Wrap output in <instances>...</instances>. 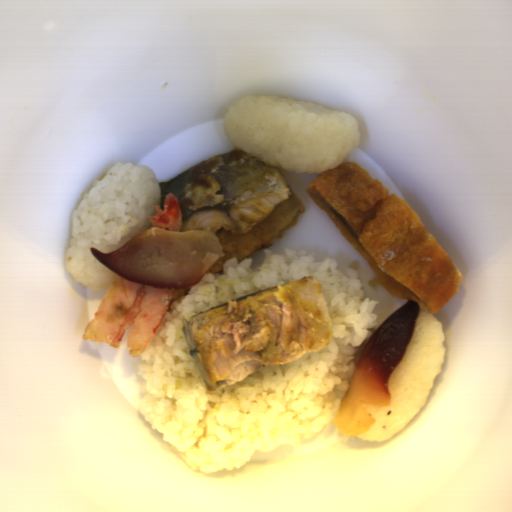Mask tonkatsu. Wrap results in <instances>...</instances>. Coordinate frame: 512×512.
Returning a JSON list of instances; mask_svg holds the SVG:
<instances>
[{
	"label": "tonkatsu",
	"mask_w": 512,
	"mask_h": 512,
	"mask_svg": "<svg viewBox=\"0 0 512 512\" xmlns=\"http://www.w3.org/2000/svg\"><path fill=\"white\" fill-rule=\"evenodd\" d=\"M305 191L371 267L389 296L436 312L463 279L445 248L404 200L357 163L314 174Z\"/></svg>",
	"instance_id": "obj_1"
},
{
	"label": "tonkatsu",
	"mask_w": 512,
	"mask_h": 512,
	"mask_svg": "<svg viewBox=\"0 0 512 512\" xmlns=\"http://www.w3.org/2000/svg\"><path fill=\"white\" fill-rule=\"evenodd\" d=\"M303 212L301 200L290 191L285 201L273 206L271 212L247 232L236 234L217 229L214 234L223 247L224 257H220L208 272H220L229 258H236L238 263L268 248L276 238H282L297 225Z\"/></svg>",
	"instance_id": "obj_2"
}]
</instances>
